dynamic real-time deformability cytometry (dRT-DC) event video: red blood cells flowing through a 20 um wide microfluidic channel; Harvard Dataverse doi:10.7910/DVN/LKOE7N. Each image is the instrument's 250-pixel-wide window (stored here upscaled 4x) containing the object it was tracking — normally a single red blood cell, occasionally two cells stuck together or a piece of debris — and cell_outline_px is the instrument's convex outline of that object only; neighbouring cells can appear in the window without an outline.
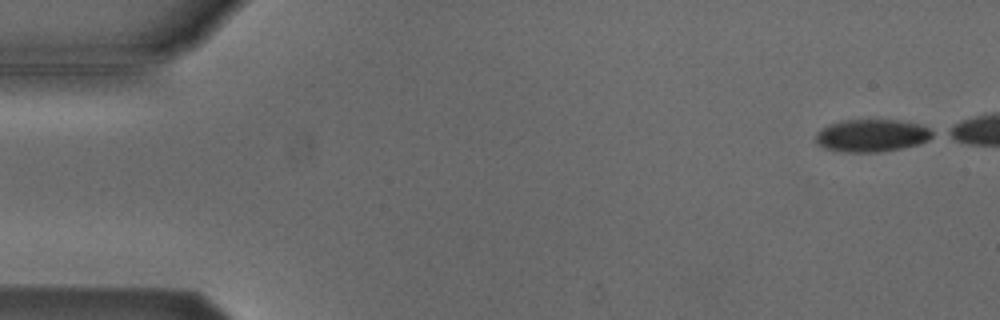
{"species": "Egyptian fruit bat (a non-hibernating species)", "species_latin": "Rousettus aegyptiacus", "temperature_condition": "cold", "stored_images_in_passage": 42, "camera_frame_rate_fps": 3000, "um_per_image_px": 0.085, "animal": {"sex": "male"}, "frame": {"image": 1, "passage_image": 1, "time_ms": 0.0, "image_size_px": [1000, 320], "cell_outline_px": [[936, 136], [928, 140], [916, 144], [900, 148], [876, 152], [844, 152], [824, 148], [816, 140], [816, 132], [820, 128], [828, 124], [840, 120], [900, 120], [920, 124], [936, 132]], "centroid_in_image_um": [74.11, 11.5], "position_along_channel_um": 10.9, "area_um2": 22.25}}
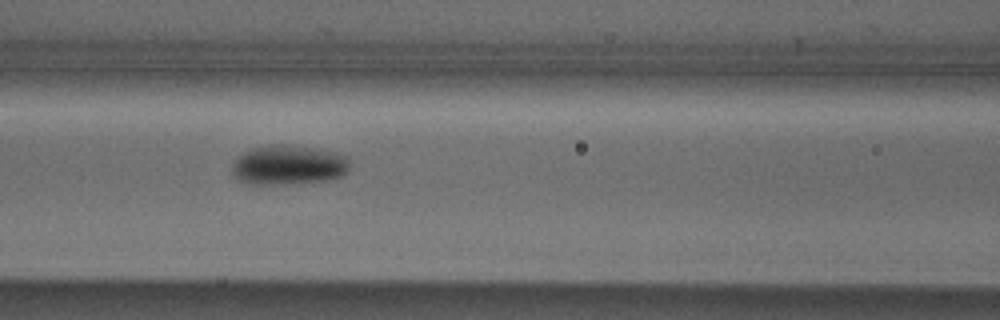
{"frame": {"image": 2, "passage_image": 21, "time_ms": 6.667, "image_size_px": [1000, 320], "cell_outline_px": [[348, 172], [344, 176], [328, 180], [284, 184], [252, 184], [240, 180], [232, 172], [232, 164], [244, 152], [252, 148], [272, 144], [284, 144], [312, 148], [336, 152], [348, 156]], "centroid_in_image_um": [24.56, 14.02], "position_along_channel_um": 142.0, "area_um2": 27.11}}
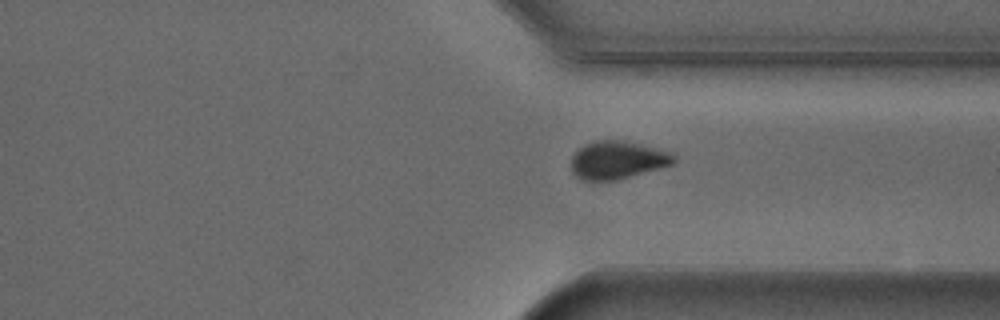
{"frame": {"image": 3, "passage_image": 38, "time_ms": 12.333, "image_size_px": [1000, 320], "cell_outline_px": [[676, 160], [672, 164], [616, 180], [584, 180], [576, 176], [572, 172], [572, 156], [584, 144], [592, 140], [624, 140], [672, 152], [676, 156]], "centroid_in_image_um": [52.48, 13.58], "position_along_channel_um": 358.9, "area_um2": 22.54}}